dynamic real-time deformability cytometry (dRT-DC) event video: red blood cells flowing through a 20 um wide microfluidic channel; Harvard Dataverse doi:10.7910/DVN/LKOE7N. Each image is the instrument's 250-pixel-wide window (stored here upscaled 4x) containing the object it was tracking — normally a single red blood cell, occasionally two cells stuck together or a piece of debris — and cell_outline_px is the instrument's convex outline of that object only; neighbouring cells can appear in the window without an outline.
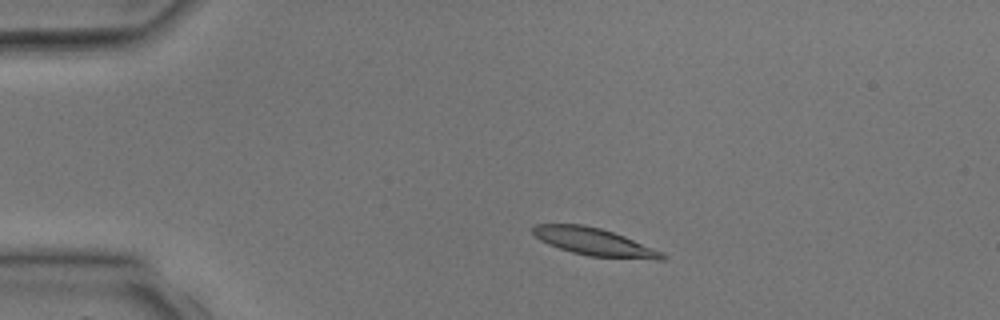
{"species": "common noctule bat (a hibernating species)", "species_latin": "Nyctalus noctula", "temperature_condition": "room temperature", "stored_images_in_passage": 2, "camera_frame_rate_fps": 3000, "um_per_image_px": 0.085, "animal": {"sex": "male", "body_mass_g": 17.9, "forearm_length_mm": 54.2}, "frame": {"image": 1, "passage_image": 2, "time_ms": 2.0, "image_size_px": [1000, 320], "cell_outline_px": [[668, 256], [664, 260], [656, 260], [588, 256], [572, 252], [548, 244], [540, 240], [532, 232], [532, 228], [536, 224], [584, 224], [600, 228], [624, 236], [664, 252]], "centroid_in_image_um": [50.56, 20.57], "position_along_channel_um": 34.4, "area_um2": 20.81}}